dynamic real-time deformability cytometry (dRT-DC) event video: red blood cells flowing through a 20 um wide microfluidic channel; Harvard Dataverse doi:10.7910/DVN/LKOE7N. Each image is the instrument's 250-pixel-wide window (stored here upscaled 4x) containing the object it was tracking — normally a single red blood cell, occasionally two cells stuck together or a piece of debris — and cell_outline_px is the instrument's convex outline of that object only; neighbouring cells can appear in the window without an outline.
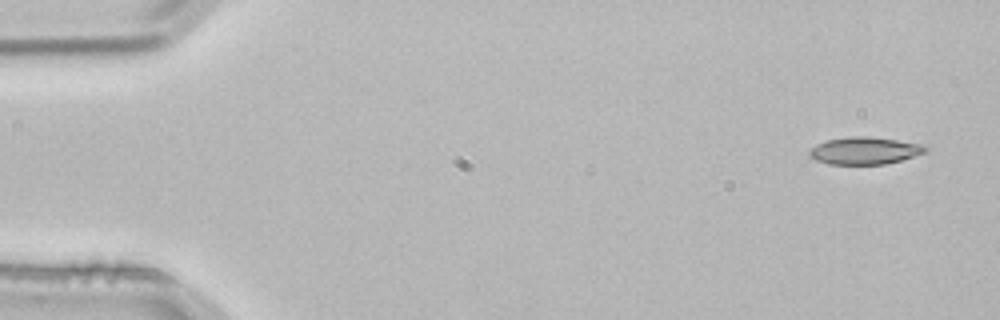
{"species": "common noctule bat (a hibernating species)", "species_latin": "Nyctalus noctula", "temperature_condition": "room temperature", "stored_images_in_passage": 2, "camera_frame_rate_fps": 3000, "um_per_image_px": 0.085, "animal": {"sex": "male", "body_mass_g": 21.5, "forearm_length_mm": 52.0}, "frame": {"image": 1, "passage_image": 1, "time_ms": 0.0, "image_size_px": [1000, 320], "cell_outline_px": [[928, 148], [924, 152], [900, 160], [884, 164], [828, 164], [816, 160], [808, 156], [808, 152], [816, 144], [828, 140], [852, 136], [868, 136], [924, 144]], "centroid_in_image_um": [73.46, 12.8], "position_along_channel_um": 11.5, "area_um2": 18.26}}